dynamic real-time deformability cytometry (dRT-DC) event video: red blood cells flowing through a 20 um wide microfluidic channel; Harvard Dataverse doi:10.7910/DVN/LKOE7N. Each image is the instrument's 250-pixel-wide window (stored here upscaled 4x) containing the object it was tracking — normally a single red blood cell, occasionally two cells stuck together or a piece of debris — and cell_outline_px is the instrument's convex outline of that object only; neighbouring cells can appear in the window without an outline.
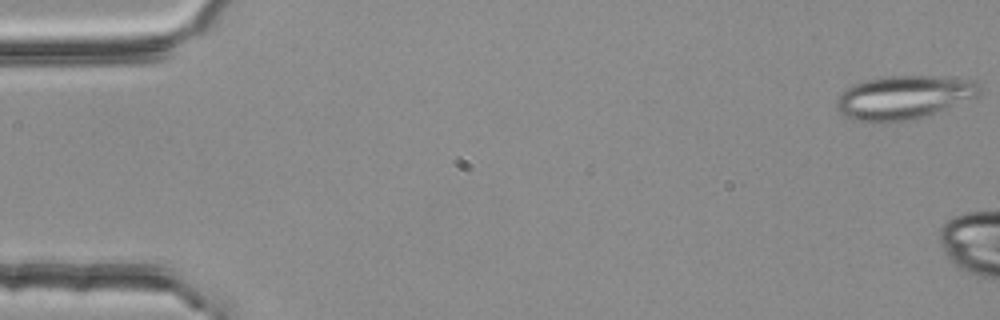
{"species": "common noctule bat (a hibernating species)", "species_latin": "Nyctalus noctula", "temperature_condition": "room temperature", "stored_images_in_passage": 4, "camera_frame_rate_fps": 3000, "um_per_image_px": 0.085, "animal": {"sex": "female", "body_mass_g": 25.1}, "frame": {"image": 1, "passage_image": 1, "time_ms": 0.0, "image_size_px": [1000, 320], "cell_outline_px": [[980, 92], [976, 96], [916, 120], [884, 124], [852, 120], [844, 116], [836, 108], [836, 100], [840, 92], [852, 84], [864, 80], [880, 76], [936, 76], [980, 80]], "centroid_in_image_um": [76.77, 8.29], "position_along_channel_um": 8.2, "area_um2": 37.17}}